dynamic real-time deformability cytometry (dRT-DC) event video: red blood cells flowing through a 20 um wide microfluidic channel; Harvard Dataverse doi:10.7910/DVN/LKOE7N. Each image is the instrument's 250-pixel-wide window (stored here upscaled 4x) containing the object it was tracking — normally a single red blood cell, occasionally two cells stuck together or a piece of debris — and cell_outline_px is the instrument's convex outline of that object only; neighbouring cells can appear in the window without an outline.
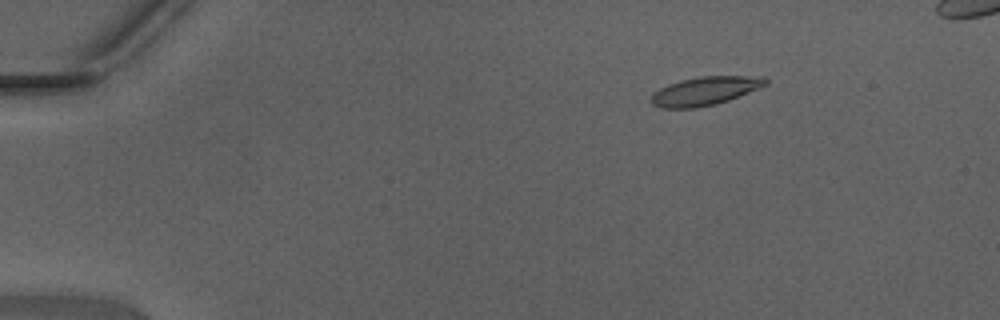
{"species": "Egyptian fruit bat (a non-hibernating species)", "species_latin": "Rousettus aegyptiacus", "temperature_condition": "warm", "stored_images_in_passage": 42, "segment_of_instrument_passage": [1, 2], "camera_frame_rate_fps": 3000, "um_per_image_px": 0.085, "animal": {"sex": "male"}, "frame": {"image": 1, "passage_image": 1, "time_ms": 0.0, "image_size_px": [1000, 320], "cell_outline_px": [[768, 84], [760, 88], [728, 100], [716, 104], [696, 108], [660, 108], [652, 104], [648, 100], [652, 92], [668, 84], [680, 80], [700, 76], [764, 76], [768, 80]], "centroid_in_image_um": [59.89, 7.73], "position_along_channel_um": 25.1, "area_um2": 19.31}}
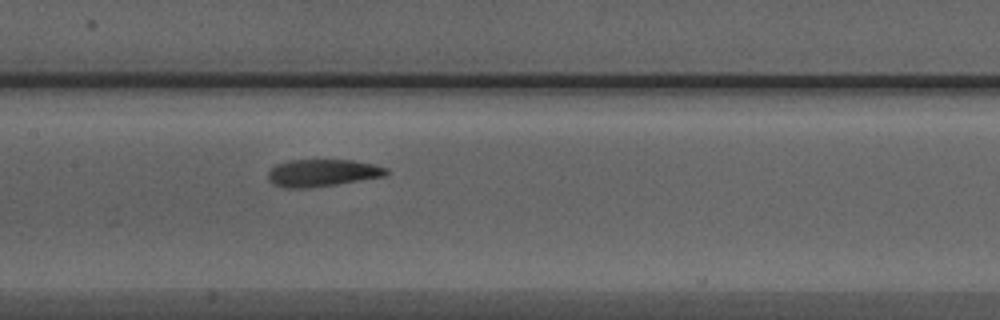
{"frame": {"image": 2, "passage_image": 18, "time_ms": 5.667, "image_size_px": [1000, 320], "cell_outline_px": [[388, 172], [384, 176], [312, 188], [284, 188], [272, 184], [268, 180], [268, 172], [276, 164], [288, 160], [352, 160], [372, 164], [388, 168]], "centroid_in_image_um": [27.35, 14.7], "position_along_channel_um": 180.1, "area_um2": 18.79}}
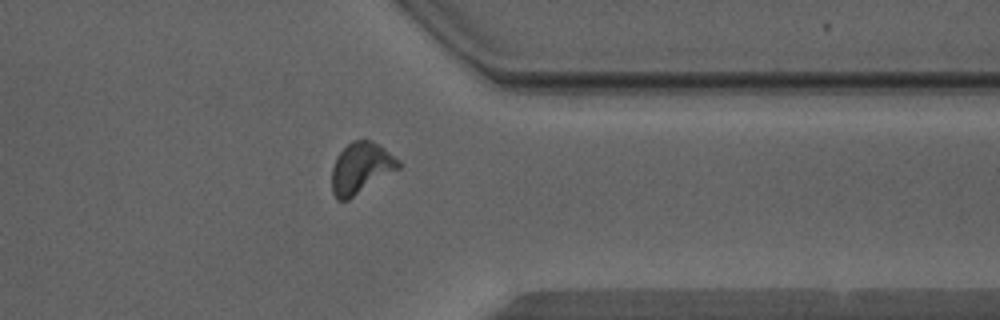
{"frame": {"image": 3, "passage_image": 32, "time_ms": 10.333, "image_size_px": [1000, 320], "cell_outline_px": [[400, 168], [348, 200], [336, 200], [332, 192], [332, 168], [336, 156], [352, 140], [372, 140], [384, 148], [400, 160]], "centroid_in_image_um": [30.67, 14.28], "position_along_channel_um": 380.7, "area_um2": 19.83}}